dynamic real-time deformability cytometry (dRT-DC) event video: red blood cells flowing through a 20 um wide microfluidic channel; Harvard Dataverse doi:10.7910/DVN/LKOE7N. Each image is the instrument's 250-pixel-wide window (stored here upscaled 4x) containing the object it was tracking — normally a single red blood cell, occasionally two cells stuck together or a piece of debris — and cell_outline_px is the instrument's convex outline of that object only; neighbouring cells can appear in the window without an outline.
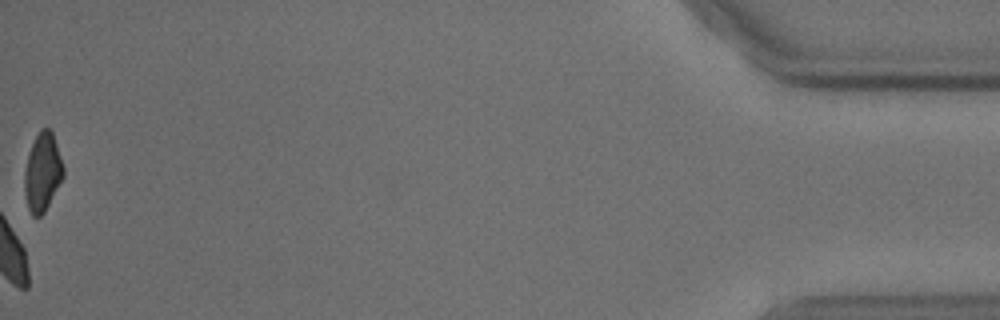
{"species": "common noctule bat (a hibernating species)", "species_latin": "Nyctalus noctula", "temperature_condition": "cold", "stored_images_in_passage": 48, "camera_frame_rate_fps": 3000, "um_per_image_px": 0.085, "animal": {"sex": "male", "body_mass_g": 18.8}, "frame": {"image": 1, "passage_image": 48, "time_ms": 15.667, "image_size_px": [1000, 320], "cell_outline_px": [[64, 176], [44, 212], [40, 216], [32, 216], [28, 208], [24, 192], [24, 172], [28, 152], [40, 128], [48, 128], [52, 132], [64, 168]], "centroid_in_image_um": [3.6, 14.64], "position_along_channel_um": 431.6, "area_um2": 17.63}, "authors_computed_cell_mechanics": {"area_um2": 21.3282, "velocity_mm_per_s": 3.651, "shape_relaxation_time_tau1_ms": 3.2888, "shape_relaxation_time_tau2_ms": 3.8924, "deformation_change_tau1": 0.0415, "deformation_change_tau2": 0.0552}}